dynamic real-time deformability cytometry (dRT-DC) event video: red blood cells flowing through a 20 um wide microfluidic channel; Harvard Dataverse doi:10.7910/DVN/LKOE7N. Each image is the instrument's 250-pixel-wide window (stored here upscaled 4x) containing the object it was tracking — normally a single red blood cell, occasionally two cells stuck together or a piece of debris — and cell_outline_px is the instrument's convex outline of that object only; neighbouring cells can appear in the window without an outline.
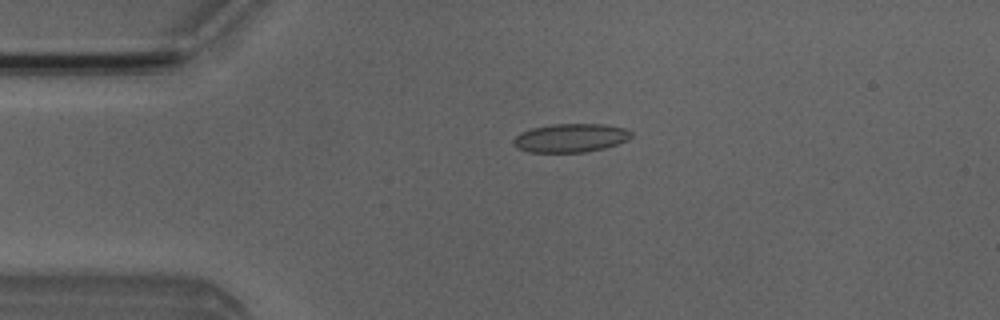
{"species": "Egyptian fruit bat (a non-hibernating species)", "species_latin": "Rousettus aegyptiacus", "temperature_condition": "room temperature", "stored_images_in_passage": 4, "camera_frame_rate_fps": 3000, "um_per_image_px": 0.085, "animal": {"sex": "male"}, "frame": {"image": 1, "passage_image": 2, "time_ms": 1.0, "image_size_px": [1000, 320], "cell_outline_px": [[632, 136], [628, 140], [604, 148], [584, 152], [528, 152], [516, 148], [512, 144], [512, 140], [520, 132], [532, 128], [552, 124], [604, 124], [624, 128], [632, 132]], "centroid_in_image_um": [48.47, 11.72], "position_along_channel_um": 36.5, "area_um2": 19.71}}